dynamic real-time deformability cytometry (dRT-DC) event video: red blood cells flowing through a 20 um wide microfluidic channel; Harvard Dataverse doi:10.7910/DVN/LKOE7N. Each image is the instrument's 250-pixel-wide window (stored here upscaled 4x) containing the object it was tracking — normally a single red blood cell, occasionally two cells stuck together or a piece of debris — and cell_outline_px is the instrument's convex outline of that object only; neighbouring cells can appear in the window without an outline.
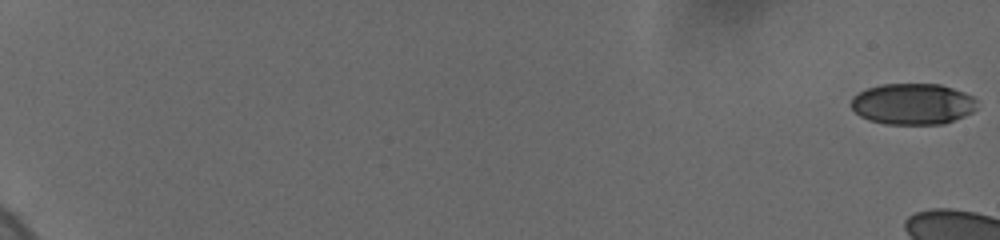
{"species": "human", "species_latin": "Homo sapiens", "temperature_condition": "cold", "stored_images_in_passage": 25, "camera_frame_rate_fps": 3000, "um_per_image_px": 0.085, "donor": {"sex": "female"}, "frame": {"image": 1, "passage_image": 1, "time_ms": 0.0, "image_size_px": [1000, 240], "cell_outline_px": [[976, 108], [972, 112], [964, 116], [940, 124], [884, 124], [868, 120], [860, 116], [852, 108], [852, 96], [868, 88], [880, 84], [940, 84], [964, 92], [972, 96], [976, 100]], "centroid_in_image_um": [77.57, 8.83], "position_along_channel_um": 7.4, "area_um2": 30.11}}